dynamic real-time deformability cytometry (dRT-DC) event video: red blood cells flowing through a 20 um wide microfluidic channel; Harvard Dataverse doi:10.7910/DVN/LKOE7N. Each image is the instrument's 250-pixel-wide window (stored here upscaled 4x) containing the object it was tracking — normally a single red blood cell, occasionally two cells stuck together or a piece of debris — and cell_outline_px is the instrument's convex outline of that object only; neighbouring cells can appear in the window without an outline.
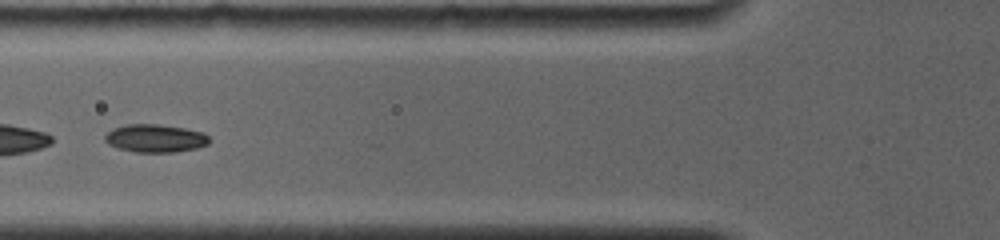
{"species": "common noctule bat (a hibernating species)", "species_latin": "Nyctalus noctula", "temperature_condition": "room temperature", "stored_images_in_passage": 10, "camera_frame_rate_fps": 4000, "um_per_image_px": 0.085, "animal": {"sex": "female", "body_mass_g": 19.0, "forearm_length_mm": 56.7}, "frame": {"image": 1, "passage_image": 2, "time_ms": 1.25, "image_size_px": [1000, 240], "cell_outline_px": [[208, 144], [196, 148], [172, 152], [136, 152], [116, 148], [108, 144], [104, 140], [104, 136], [112, 128], [128, 124], [156, 124], [184, 128], [204, 132], [208, 136]], "centroid_in_image_um": [13.16, 11.75], "position_along_channel_um": 112.6, "area_um2": 16.99}}
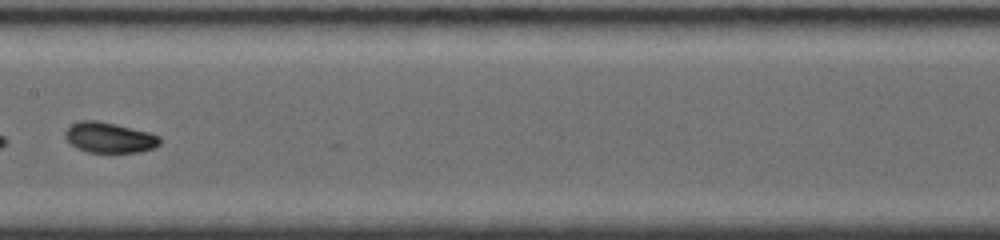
{"frame": {"image": 2, "passage_image": 4, "time_ms": 3.5, "image_size_px": [1000, 240], "cell_outline_px": [[160, 144], [156, 148], [140, 152], [88, 152], [76, 148], [64, 136], [64, 132], [72, 124], [84, 120], [96, 120], [116, 124], [148, 132], [160, 136]], "centroid_in_image_um": [9.32, 11.7], "position_along_channel_um": 198.1, "area_um2": 16.76}}
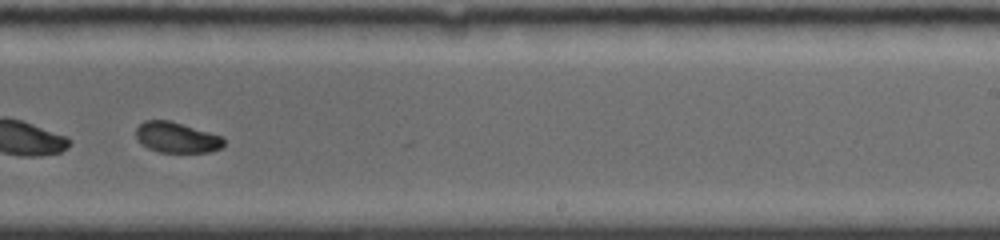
{"frame": {"image": 3, "passage_image": 8, "time_ms": 5.5, "image_size_px": [1000, 240], "cell_outline_px": [[224, 148], [208, 152], [160, 152], [148, 148], [140, 144], [136, 136], [136, 128], [144, 120], [168, 120], [220, 136], [224, 140]], "centroid_in_image_um": [14.99, 11.7], "position_along_channel_um": 274.0, "area_um2": 15.49}}